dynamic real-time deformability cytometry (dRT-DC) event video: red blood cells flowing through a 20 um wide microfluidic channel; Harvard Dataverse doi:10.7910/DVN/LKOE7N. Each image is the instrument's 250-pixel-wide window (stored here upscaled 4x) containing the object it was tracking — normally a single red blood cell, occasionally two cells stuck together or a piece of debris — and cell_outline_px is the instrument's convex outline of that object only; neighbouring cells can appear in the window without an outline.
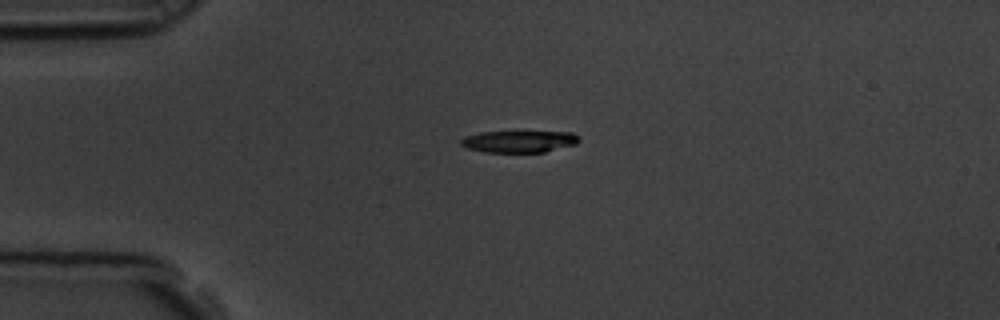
{"species": "common noctule bat (a hibernating species)", "species_latin": "Nyctalus noctula", "temperature_condition": "room temperature", "stored_images_in_passage": 3, "camera_frame_rate_fps": 3000, "um_per_image_px": 0.085, "animal": {"sex": "male", "body_mass_g": 19.5, "forearm_length_mm": 54.6}, "frame": {"image": 1, "passage_image": 1, "time_ms": 0.0, "image_size_px": [1000, 320], "cell_outline_px": [[580, 140], [576, 144], [544, 152], [484, 152], [468, 148], [460, 144], [460, 140], [464, 136], [480, 132], [516, 128], [572, 132], [580, 136]], "centroid_in_image_um": [44.15, 11.95], "position_along_channel_um": 40.9, "area_um2": 16.36}}
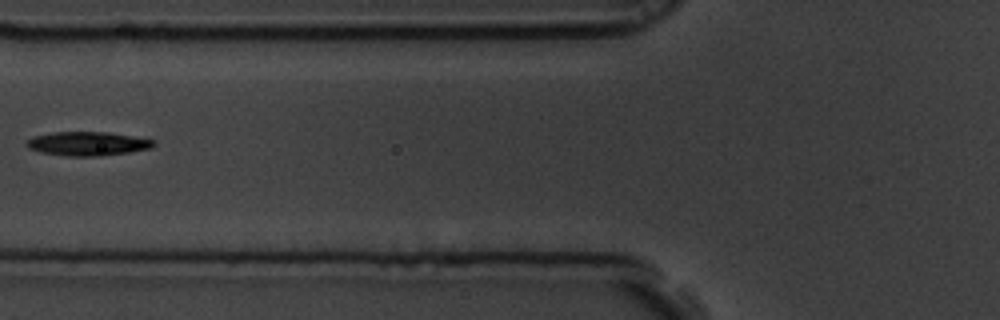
{"frame": {"image": 2, "passage_image": 3, "time_ms": 0.667, "image_size_px": [1000, 320], "cell_outline_px": [[156, 144], [152, 148], [128, 152], [100, 156], [64, 156], [40, 152], [28, 148], [24, 144], [32, 136], [52, 132], [108, 132], [156, 140]], "centroid_in_image_um": [7.43, 12.21], "position_along_channel_um": 118.4, "area_um2": 17.86}}